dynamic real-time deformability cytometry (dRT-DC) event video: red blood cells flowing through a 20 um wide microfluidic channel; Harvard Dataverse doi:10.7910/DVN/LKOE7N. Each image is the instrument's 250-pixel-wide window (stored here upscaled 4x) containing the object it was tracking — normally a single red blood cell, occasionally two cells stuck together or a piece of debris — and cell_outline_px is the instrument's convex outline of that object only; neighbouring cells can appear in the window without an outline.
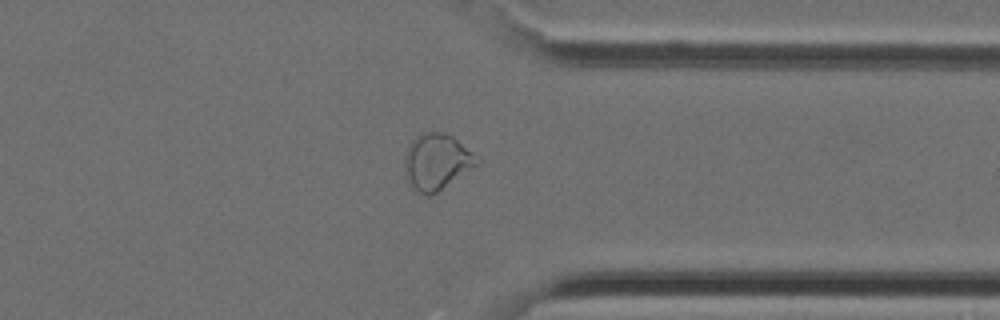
{"species": "Egyptian fruit bat (a non-hibernating species)", "species_latin": "Rousettus aegyptiacus", "temperature_condition": "cold", "stored_images_in_passage": 33, "camera_frame_rate_fps": 3000, "um_per_image_px": 0.085, "animal": {"sex": "female"}, "frame": {"image": 1, "passage_image": 24, "time_ms": 7.667, "image_size_px": [1000, 320], "cell_outline_px": [[484, 160], [480, 164], [436, 192], [428, 196], [424, 196], [416, 192], [412, 188], [408, 180], [404, 168], [404, 164], [408, 148], [412, 140], [420, 132], [444, 132], [452, 136], [480, 156]], "centroid_in_image_um": [37.17, 13.74], "position_along_channel_um": 374.2, "area_um2": 23.93}}